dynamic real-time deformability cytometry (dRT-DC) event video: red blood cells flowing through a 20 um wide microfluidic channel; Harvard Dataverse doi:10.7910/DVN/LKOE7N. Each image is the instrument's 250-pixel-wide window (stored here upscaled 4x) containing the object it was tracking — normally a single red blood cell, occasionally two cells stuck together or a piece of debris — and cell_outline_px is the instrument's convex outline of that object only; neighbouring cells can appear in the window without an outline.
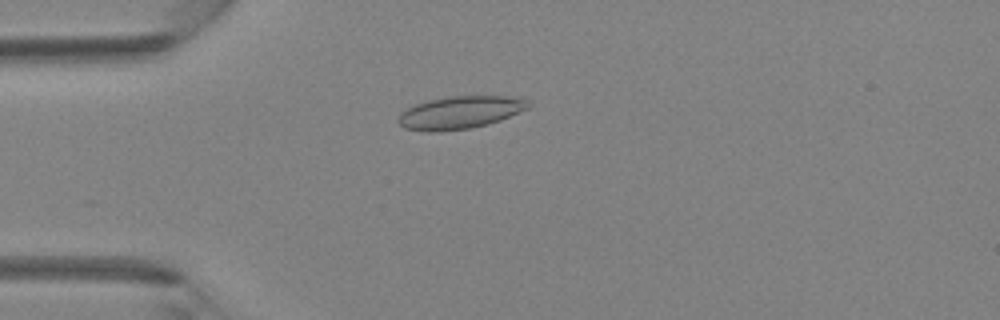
{"species": "Egyptian fruit bat (a non-hibernating species)", "species_latin": "Rousettus aegyptiacus", "temperature_condition": "room temperature", "stored_images_in_passage": 43, "camera_frame_rate_fps": 3000, "um_per_image_px": 0.085, "animal": {"sex": "female"}, "frame": {"image": 1, "passage_image": 12, "time_ms": 3.667, "image_size_px": [1000, 320], "cell_outline_px": [[528, 108], [500, 120], [488, 124], [468, 128], [440, 132], [428, 132], [404, 128], [400, 124], [400, 112], [412, 104], [428, 100], [452, 96], [508, 96], [528, 100]], "centroid_in_image_um": [39.06, 9.56], "position_along_channel_um": 45.9, "area_um2": 24.62}}
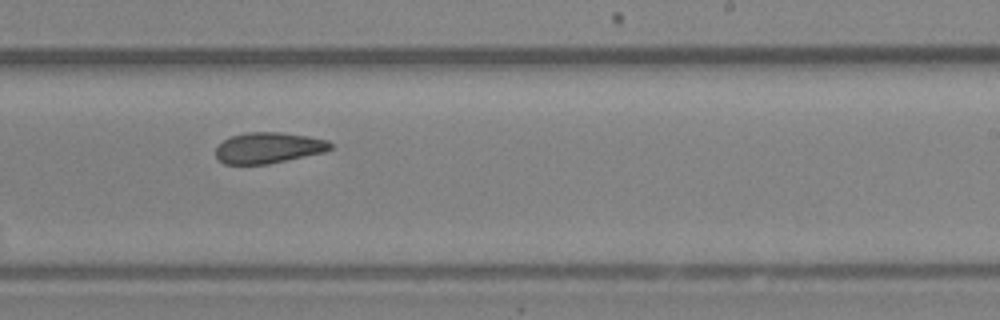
{"frame": {"image": 2, "passage_image": 27, "time_ms": 8.667, "image_size_px": [1000, 320], "cell_outline_px": [[332, 148], [324, 152], [268, 164], [224, 164], [216, 156], [216, 148], [224, 140], [232, 136], [244, 132], [280, 132], [308, 136], [328, 140], [332, 144]], "centroid_in_image_um": [22.83, 12.56], "position_along_channel_um": 266.2, "area_um2": 20.58}}
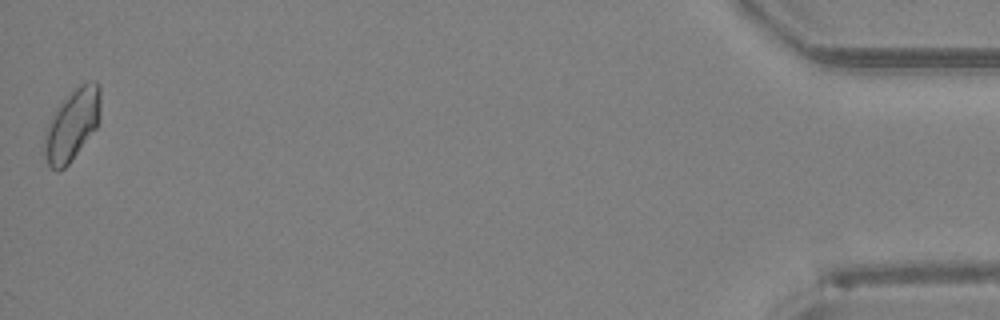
{"frame": {"image": 3, "passage_image": 43, "time_ms": 14.0, "image_size_px": [1000, 320], "cell_outline_px": [[100, 120], [96, 128], [68, 164], [64, 168], [56, 172], [48, 164], [44, 156], [44, 132], [56, 108], [80, 84], [92, 80], [96, 80], [100, 84]], "centroid_in_image_um": [6.14, 10.6], "position_along_channel_um": 429.1, "area_um2": 23.24}}